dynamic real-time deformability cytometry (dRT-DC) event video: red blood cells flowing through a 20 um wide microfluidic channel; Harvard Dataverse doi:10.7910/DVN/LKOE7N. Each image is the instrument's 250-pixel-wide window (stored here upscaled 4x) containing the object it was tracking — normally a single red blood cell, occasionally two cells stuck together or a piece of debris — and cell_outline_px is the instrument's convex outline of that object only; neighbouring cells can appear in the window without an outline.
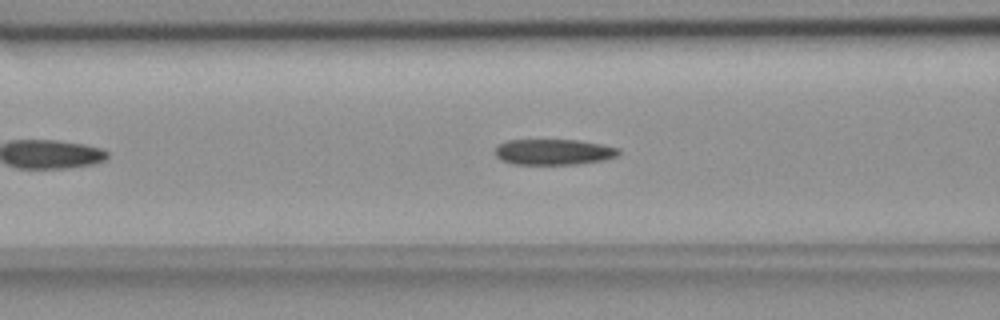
{"species": "common noctule bat (a hibernating species)", "species_latin": "Nyctalus noctula", "temperature_condition": "room temperature", "stored_images_in_passage": 47, "camera_frame_rate_fps": 3000, "um_per_image_px": 0.085, "animal": {"sex": "female", "body_mass_g": 18.4}, "frame": {"image": 1, "passage_image": 12, "time_ms": 3.667, "image_size_px": [1000, 320], "cell_outline_px": [[620, 152], [616, 156], [604, 160], [576, 164], [512, 164], [500, 160], [496, 156], [496, 148], [500, 144], [508, 140], [576, 140], [600, 144], [620, 148]], "centroid_in_image_um": [47.06, 12.92], "position_along_channel_um": 119.5, "area_um2": 18.44}}
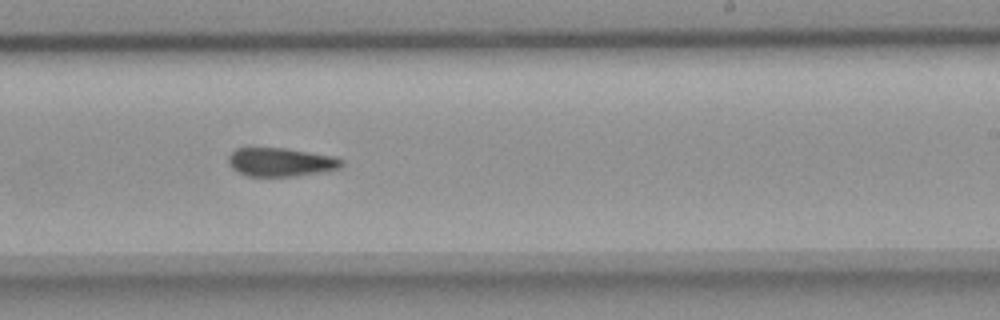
{"frame": {"image": 2, "passage_image": 24, "time_ms": 7.667, "image_size_px": [1000, 320], "cell_outline_px": [[344, 164], [340, 168], [292, 176], [248, 176], [232, 168], [228, 164], [228, 156], [236, 148], [288, 148], [336, 156], [344, 160]], "centroid_in_image_um": [23.88, 13.76], "position_along_channel_um": 265.1, "area_um2": 18.84}}
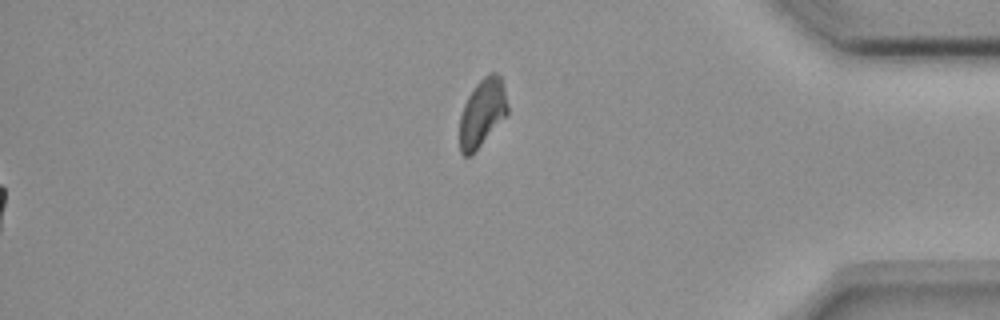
{"frame": {"image": 3, "passage_image": 47, "time_ms": 15.333, "image_size_px": [1000, 320], "cell_outline_px": [[508, 112], [480, 144], [468, 156], [464, 156], [460, 152], [460, 116], [464, 104], [468, 96], [476, 84], [484, 76], [492, 72], [496, 72], [500, 76], [504, 88], [508, 104]], "centroid_in_image_um": [40.98, 9.53], "position_along_channel_um": 394.2, "area_um2": 18.32}, "authors_computed_cell_mechanics": {"area_um2": 19.3052, "velocity_mm_per_s": 3.6527, "shape_relaxation_time_tau1_ms": null, "shape_relaxation_time_tau2_ms": 4.1945, "deformation_change_tau1": null, "deformation_change_tau2": 0.1176}}